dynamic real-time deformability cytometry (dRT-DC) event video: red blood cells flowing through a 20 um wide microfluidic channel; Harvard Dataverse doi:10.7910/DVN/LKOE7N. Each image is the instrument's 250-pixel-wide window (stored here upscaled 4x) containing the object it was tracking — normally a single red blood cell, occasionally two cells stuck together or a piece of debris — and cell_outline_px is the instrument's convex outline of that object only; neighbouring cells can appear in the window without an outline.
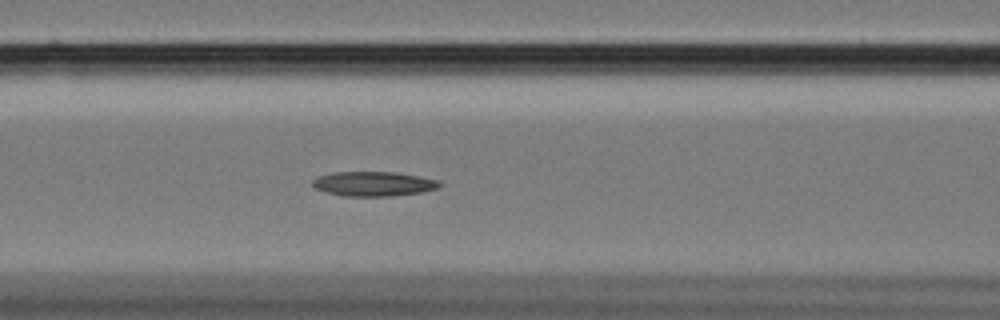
{"species": "Egyptian fruit bat (a non-hibernating species)", "species_latin": "Rousettus aegyptiacus", "temperature_condition": "cold", "stored_images_in_passage": 28, "camera_frame_rate_fps": 3000, "um_per_image_px": 0.085, "animal": {"sex": "female"}, "frame": {"image": 1, "passage_image": 24, "time_ms": 7.667, "image_size_px": [1000, 320], "cell_outline_px": [[444, 184], [436, 188], [420, 192], [392, 196], [344, 196], [324, 192], [316, 188], [312, 184], [312, 180], [316, 176], [332, 172], [396, 172], [420, 176], [440, 180]], "centroid_in_image_um": [31.74, 15.62], "position_along_channel_um": 134.9, "area_um2": 18.38}}